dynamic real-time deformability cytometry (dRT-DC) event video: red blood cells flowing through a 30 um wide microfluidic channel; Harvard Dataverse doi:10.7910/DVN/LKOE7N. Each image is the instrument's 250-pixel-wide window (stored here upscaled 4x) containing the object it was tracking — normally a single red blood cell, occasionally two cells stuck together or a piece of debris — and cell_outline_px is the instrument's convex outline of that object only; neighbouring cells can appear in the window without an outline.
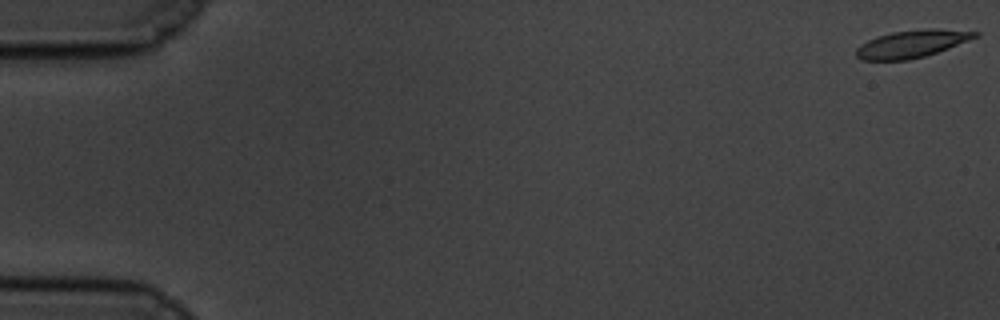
{"species": "common noctule bat (a hibernating species)", "species_latin": "Nyctalus noctula", "temperature_condition": "cold", "stored_images_in_passage": 59, "camera_frame_rate_fps": 3000, "um_per_image_px": 0.085, "animal": {"sex": "male", "body_mass_g": 19.5, "forearm_length_mm": 54.6}, "frame": {"image": 1, "passage_image": 1, "time_ms": 0.0, "image_size_px": [1000, 320], "cell_outline_px": [[980, 36], [948, 48], [924, 56], [908, 60], [864, 60], [856, 56], [856, 48], [860, 44], [876, 36], [892, 32], [932, 28], [936, 28], [980, 32]], "centroid_in_image_um": [77.51, 3.72], "position_along_channel_um": 7.5, "area_um2": 18.96}}
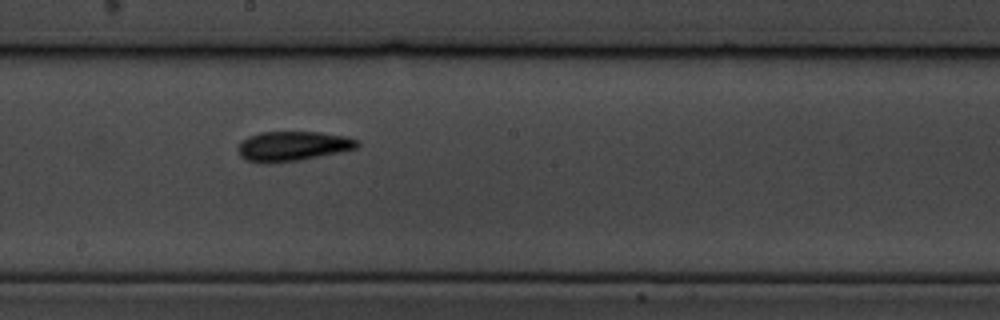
{"frame": {"image": 2, "passage_image": 33, "time_ms": 10.667, "image_size_px": [1000, 320], "cell_outline_px": [[360, 148], [300, 160], [268, 164], [264, 164], [248, 160], [240, 156], [236, 148], [240, 140], [248, 136], [260, 132], [320, 132], [348, 136], [360, 140]], "centroid_in_image_um": [24.89, 12.42], "position_along_channel_um": 223.3, "area_um2": 21.15}}
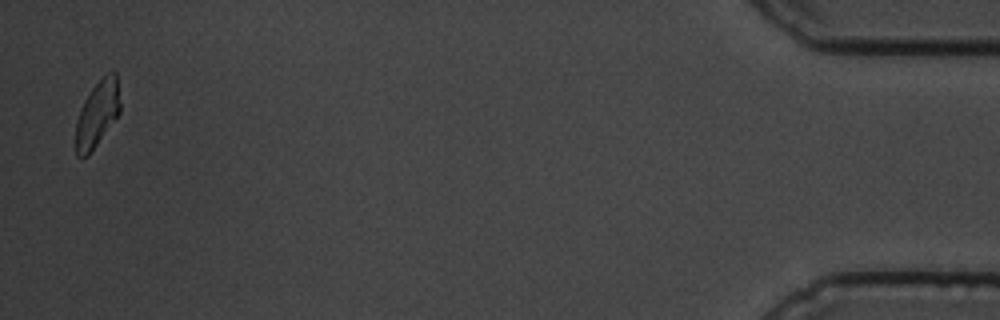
{"frame": {"image": 3, "passage_image": 58, "time_ms": 19.0, "image_size_px": [1000, 320], "cell_outline_px": [[120, 112], [88, 156], [76, 156], [76, 120], [80, 108], [84, 100], [92, 88], [108, 72], [116, 72], [120, 104]], "centroid_in_image_um": [8.26, 9.68], "position_along_channel_um": 426.9, "area_um2": 16.82}, "authors_computed_cell_mechanics": {"area_um2": 19.3052, "velocity_mm_per_s": 3.4541, "shape_relaxation_time_tau1_ms": 2.995, "shape_relaxation_time_tau2_ms": 3.3862, "deformation_change_tau1": 0.1145, "deformation_change_tau2": 0.0937}}